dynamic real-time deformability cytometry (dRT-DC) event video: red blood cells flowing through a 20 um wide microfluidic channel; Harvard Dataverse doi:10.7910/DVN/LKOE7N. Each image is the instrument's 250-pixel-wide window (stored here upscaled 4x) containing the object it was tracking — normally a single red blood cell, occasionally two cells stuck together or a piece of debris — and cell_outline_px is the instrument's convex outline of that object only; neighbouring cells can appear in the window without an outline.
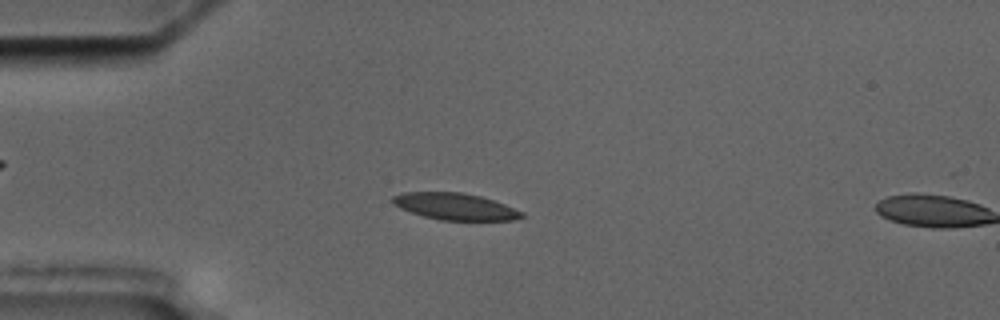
{"species": "common noctule bat (a hibernating species)", "species_latin": "Nyctalus noctula", "temperature_condition": "cold", "stored_images_in_passage": 5, "camera_frame_rate_fps": 3000, "um_per_image_px": 0.085, "animal": {"sex": "male", "body_mass_g": 17.5, "forearm_length_mm": 52.3}, "frame": {"image": 1, "passage_image": 4, "time_ms": 3.333, "image_size_px": [1000, 320], "cell_outline_px": [[524, 216], [512, 220], [440, 220], [424, 216], [400, 208], [388, 200], [392, 196], [404, 192], [460, 192], [480, 196], [504, 204], [524, 212]], "centroid_in_image_um": [38.65, 17.54], "position_along_channel_um": 46.4, "area_um2": 20.0}}